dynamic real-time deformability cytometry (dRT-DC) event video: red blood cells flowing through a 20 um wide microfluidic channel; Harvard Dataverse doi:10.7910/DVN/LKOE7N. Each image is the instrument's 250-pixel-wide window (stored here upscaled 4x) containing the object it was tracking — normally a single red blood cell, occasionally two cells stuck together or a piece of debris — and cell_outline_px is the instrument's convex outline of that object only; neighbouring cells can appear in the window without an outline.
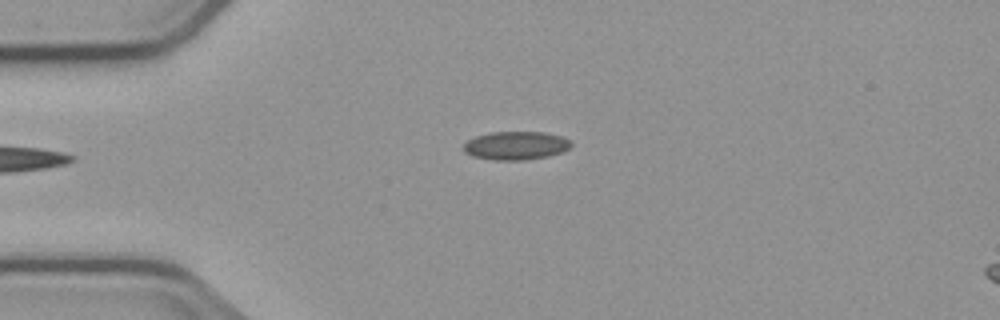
{"species": "common noctule bat (a hibernating species)", "species_latin": "Nyctalus noctula", "temperature_condition": "cold", "stored_images_in_passage": 3, "camera_frame_rate_fps": 3000, "um_per_image_px": 0.085, "animal": {"sex": "male", "body_mass_g": 23.1, "forearm_length_mm": 52.7}, "frame": {"image": 1, "passage_image": 3, "time_ms": 4.667, "image_size_px": [1000, 320], "cell_outline_px": [[572, 144], [564, 152], [548, 156], [524, 160], [496, 160], [472, 156], [464, 152], [464, 144], [468, 140], [476, 136], [492, 132], [544, 132], [564, 136], [572, 140]], "centroid_in_image_um": [43.9, 12.37], "position_along_channel_um": 41.1, "area_um2": 17.92}}